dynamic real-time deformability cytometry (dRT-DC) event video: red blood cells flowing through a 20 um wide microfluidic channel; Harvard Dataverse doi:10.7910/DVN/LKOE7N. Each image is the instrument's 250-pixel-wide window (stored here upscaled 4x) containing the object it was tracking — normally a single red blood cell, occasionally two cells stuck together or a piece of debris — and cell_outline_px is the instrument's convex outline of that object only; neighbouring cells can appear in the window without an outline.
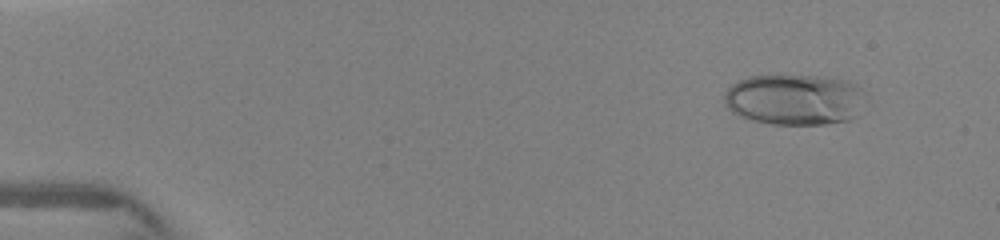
{"species": "human", "species_latin": "Homo sapiens", "temperature_condition": "warm", "stored_images_in_passage": 5, "camera_frame_rate_fps": 3000, "um_per_image_px": 0.085, "donor": {"sex": "female"}, "frame": {"image": 1, "passage_image": 2, "time_ms": 1.333, "image_size_px": [1000, 240], "cell_outline_px": [[860, 88], [856, 116], [848, 120], [824, 124], [772, 124], [752, 120], [732, 112], [728, 108], [724, 100], [724, 92], [732, 84], [748, 76], [808, 76], [840, 80], [852, 84]], "centroid_in_image_um": [67.4, 8.47], "position_along_channel_um": 17.6, "area_um2": 40.69}}